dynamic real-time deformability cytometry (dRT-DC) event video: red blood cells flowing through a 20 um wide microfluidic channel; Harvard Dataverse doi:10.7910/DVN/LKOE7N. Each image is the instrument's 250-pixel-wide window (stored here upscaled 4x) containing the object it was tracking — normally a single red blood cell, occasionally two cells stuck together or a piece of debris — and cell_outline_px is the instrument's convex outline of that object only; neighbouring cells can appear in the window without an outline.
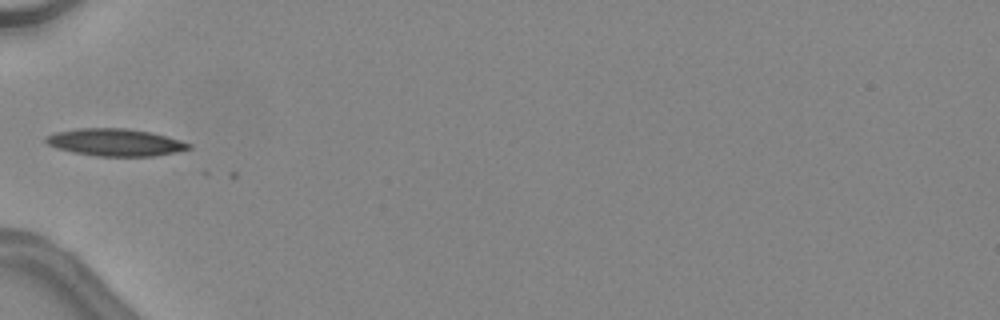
{"species": "common noctule bat (a hibernating species)", "species_latin": "Nyctalus noctula", "temperature_condition": "warm", "stored_images_in_passage": 2, "camera_frame_rate_fps": 3000, "um_per_image_px": 0.085, "animal": {"sex": "female", "body_mass_g": 24.6, "forearm_length_mm": 56.2}, "frame": {"image": 1, "passage_image": 1, "time_ms": 0.0, "image_size_px": [1000, 320], "cell_outline_px": [[192, 148], [176, 152], [152, 156], [96, 156], [72, 152], [56, 148], [48, 144], [44, 140], [44, 136], [56, 132], [76, 128], [128, 128], [152, 132], [180, 140], [192, 144]], "centroid_in_image_um": [9.78, 12.09], "position_along_channel_um": 75.2, "area_um2": 22.89}}